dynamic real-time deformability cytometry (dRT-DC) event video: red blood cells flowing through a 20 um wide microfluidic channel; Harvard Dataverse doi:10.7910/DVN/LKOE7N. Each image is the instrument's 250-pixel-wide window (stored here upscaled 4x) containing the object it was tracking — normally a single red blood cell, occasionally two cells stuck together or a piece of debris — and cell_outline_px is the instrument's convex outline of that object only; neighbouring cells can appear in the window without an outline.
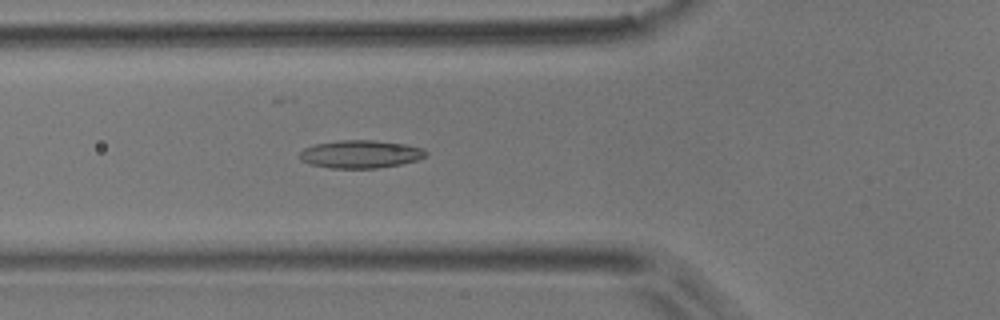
{"species": "common noctule bat (a hibernating species)", "species_latin": "Nyctalus noctula", "temperature_condition": "room temperature", "stored_images_in_passage": 47, "camera_frame_rate_fps": 3000, "um_per_image_px": 0.085, "animal": {"sex": "male", "body_mass_g": 17.9}, "frame": {"image": 1, "passage_image": 17, "time_ms": 5.333, "image_size_px": [1000, 320], "cell_outline_px": [[428, 156], [416, 160], [400, 164], [376, 168], [332, 168], [312, 164], [300, 160], [296, 156], [304, 148], [316, 144], [340, 140], [376, 140], [404, 144], [424, 148], [428, 152]], "centroid_in_image_um": [30.65, 13.09], "position_along_channel_um": 95.1, "area_um2": 20.58}}
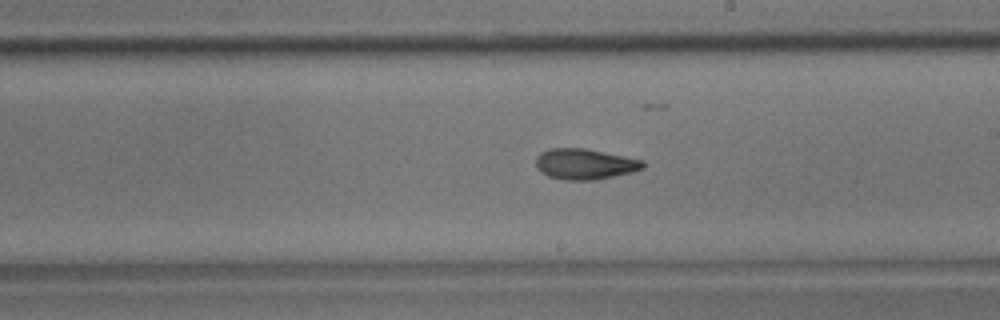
{"frame": {"image": 2, "passage_image": 28, "time_ms": 9.0, "image_size_px": [1000, 320], "cell_outline_px": [[644, 168], [632, 172], [596, 180], [564, 180], [548, 176], [540, 172], [536, 168], [536, 156], [540, 152], [548, 148], [584, 148], [644, 160]], "centroid_in_image_um": [49.68, 13.94], "position_along_channel_um": 239.3, "area_um2": 19.31}}
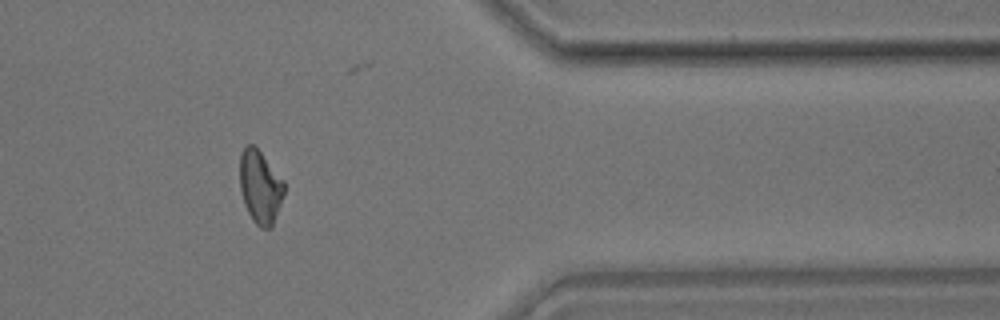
{"frame": {"image": 3, "passage_image": 41, "time_ms": 13.333, "image_size_px": [1000, 320], "cell_outline_px": [[284, 192], [272, 224], [268, 228], [260, 228], [252, 220], [244, 204], [240, 188], [240, 156], [244, 148], [248, 144], [252, 144], [260, 152], [284, 180]], "centroid_in_image_um": [22.09, 15.88], "position_along_channel_um": 389.3, "area_um2": 18.5}}